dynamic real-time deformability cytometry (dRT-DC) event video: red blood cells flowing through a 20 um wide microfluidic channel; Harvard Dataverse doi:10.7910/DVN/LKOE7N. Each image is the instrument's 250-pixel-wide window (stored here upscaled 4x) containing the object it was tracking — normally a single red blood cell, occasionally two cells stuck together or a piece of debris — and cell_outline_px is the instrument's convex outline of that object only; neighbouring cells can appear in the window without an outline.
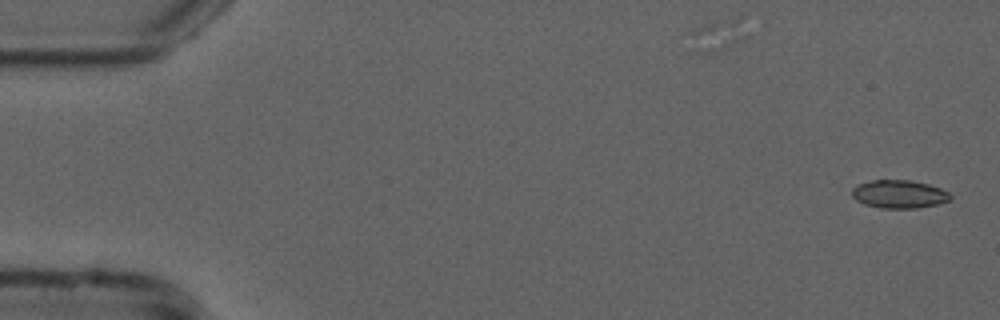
{"species": "common noctule bat (a hibernating species)", "species_latin": "Nyctalus noctula", "temperature_condition": "cold", "stored_images_in_passage": 53, "camera_frame_rate_fps": 3000, "um_per_image_px": 0.085, "animal": {"sex": "male", "forearm_length_mm": 52.5}, "frame": {"image": 1, "passage_image": 1, "time_ms": 0.0, "image_size_px": [1000, 320], "cell_outline_px": [[952, 200], [936, 204], [916, 208], [880, 208], [864, 204], [856, 200], [852, 196], [852, 188], [860, 184], [872, 180], [908, 180], [928, 184], [940, 188], [948, 192], [952, 196]], "centroid_in_image_um": [76.43, 16.5], "position_along_channel_um": 8.6, "area_um2": 16.07}}
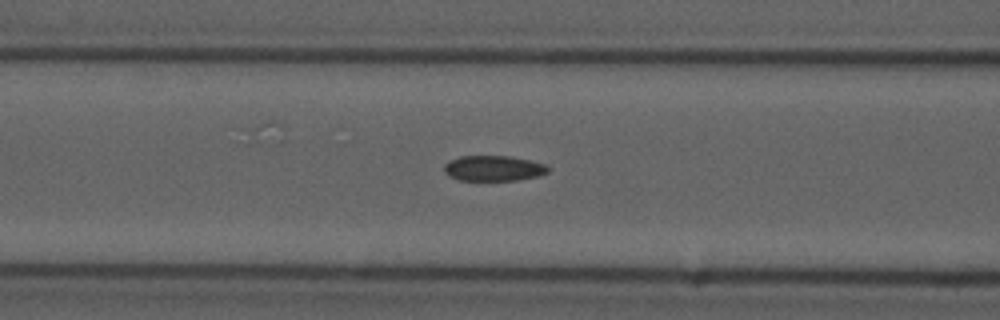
{"frame": {"image": 2, "passage_image": 21, "time_ms": 6.667, "image_size_px": [1000, 320], "cell_outline_px": [[548, 172], [540, 176], [516, 180], [456, 180], [448, 176], [444, 172], [444, 164], [460, 156], [508, 156], [548, 164]], "centroid_in_image_um": [41.95, 14.31], "position_along_channel_um": 124.7, "area_um2": 15.43}}
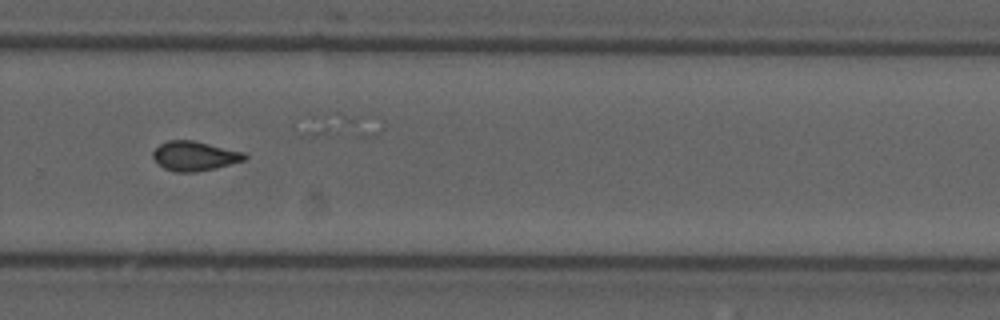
{"frame": {"image": 3, "passage_image": 36, "time_ms": 11.667, "image_size_px": [1000, 320], "cell_outline_px": [[248, 156], [244, 160], [216, 168], [196, 172], [176, 172], [164, 168], [152, 156], [152, 152], [160, 144], [168, 140], [192, 140], [244, 152]], "centroid_in_image_um": [16.54, 13.26], "position_along_channel_um": 313.3, "area_um2": 15.61}, "authors_computed_cell_mechanics": {"area_um2": 15.7794, "velocity_mm_per_s": 3.7786, "shape_relaxation_time_tau1_ms": null, "shape_relaxation_time_tau2_ms": 2.4613, "deformation_change_tau1": null, "deformation_change_tau2": 0.086}}